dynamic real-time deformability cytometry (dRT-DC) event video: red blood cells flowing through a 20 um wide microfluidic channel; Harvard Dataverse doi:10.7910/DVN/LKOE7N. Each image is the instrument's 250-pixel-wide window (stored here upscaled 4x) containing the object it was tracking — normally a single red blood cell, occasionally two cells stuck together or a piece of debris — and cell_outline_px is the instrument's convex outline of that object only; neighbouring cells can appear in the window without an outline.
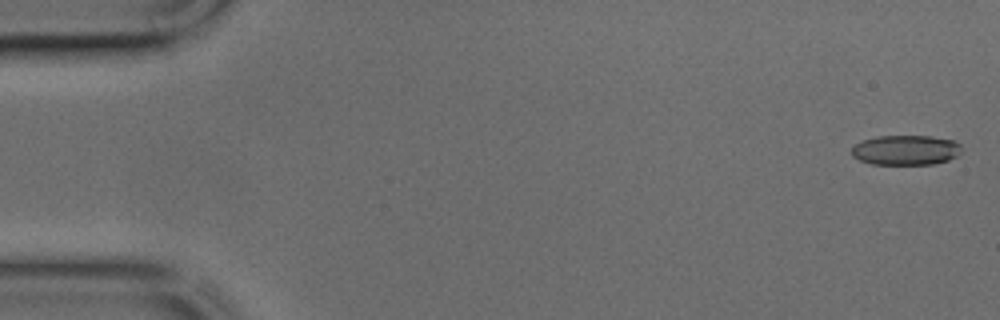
{"species": "common noctule bat (a hibernating species)", "species_latin": "Nyctalus noctula", "temperature_condition": "cold", "stored_images_in_passage": 39, "camera_frame_rate_fps": 3000, "um_per_image_px": 0.085, "animal": {"sex": "male", "body_mass_g": 17.9, "forearm_length_mm": 54.2}, "frame": {"image": 1, "passage_image": 1, "time_ms": 0.0, "image_size_px": [1000, 320], "cell_outline_px": [[960, 152], [956, 156], [948, 160], [932, 164], [872, 164], [860, 160], [852, 156], [852, 148], [856, 144], [864, 140], [876, 136], [932, 136], [952, 140], [960, 144]], "centroid_in_image_um": [76.98, 12.75], "position_along_channel_um": 8.0, "area_um2": 19.02}}
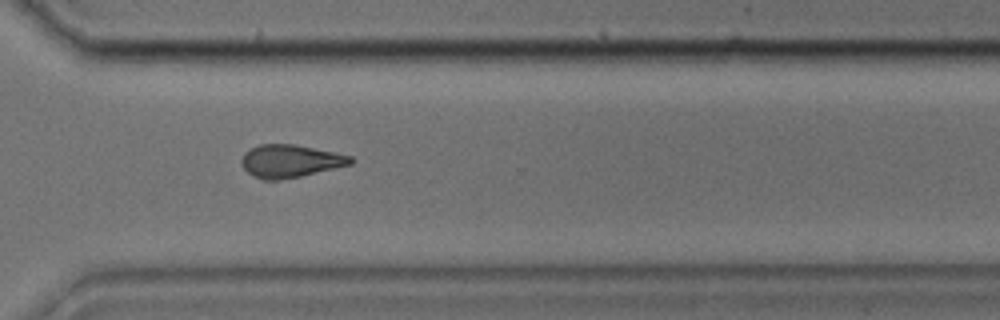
{"frame": {"image": 2, "passage_image": 32, "time_ms": 10.333, "image_size_px": [1000, 320], "cell_outline_px": [[352, 164], [300, 176], [280, 180], [264, 180], [248, 172], [244, 168], [240, 160], [244, 152], [260, 144], [292, 144], [336, 152], [352, 156]], "centroid_in_image_um": [24.67, 13.68], "position_along_channel_um": 345.9, "area_um2": 20.63}}
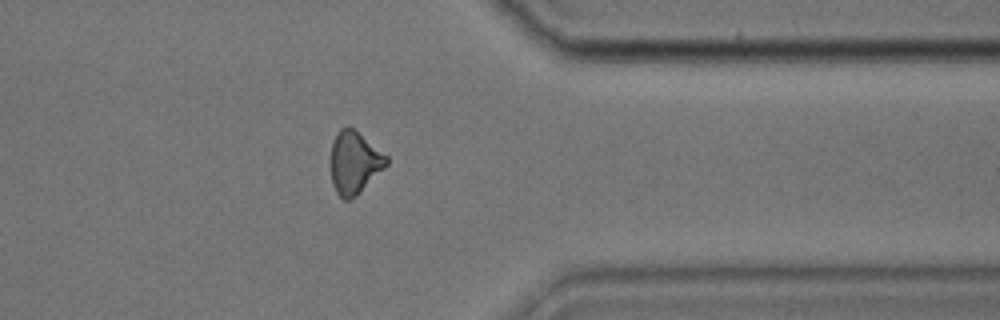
{"frame": {"image": 3, "passage_image": 35, "time_ms": 11.333, "image_size_px": [1000, 320], "cell_outline_px": [[388, 164], [360, 192], [348, 200], [344, 200], [336, 192], [332, 184], [328, 164], [332, 140], [336, 132], [340, 128], [348, 124], [388, 156]], "centroid_in_image_um": [30.06, 13.78], "position_along_channel_um": 381.3, "area_um2": 20.75}}